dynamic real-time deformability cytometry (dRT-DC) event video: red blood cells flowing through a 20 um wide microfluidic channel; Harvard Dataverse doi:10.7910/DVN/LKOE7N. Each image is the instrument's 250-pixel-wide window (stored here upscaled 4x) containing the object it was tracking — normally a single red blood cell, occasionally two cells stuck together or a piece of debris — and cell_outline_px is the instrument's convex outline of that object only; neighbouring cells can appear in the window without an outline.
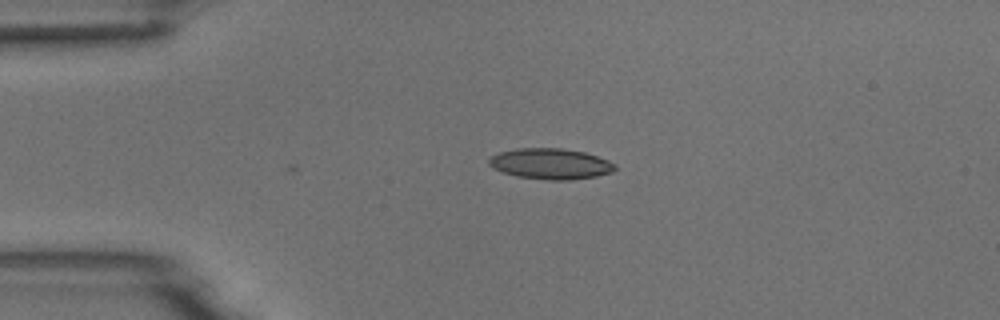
{"species": "common noctule bat (a hibernating species)", "species_latin": "Nyctalus noctula", "temperature_condition": "room temperature", "stored_images_in_passage": 26, "camera_frame_rate_fps": 3000, "um_per_image_px": 0.085, "animal": {"sex": "male", "body_mass_g": 18.8}, "frame": {"image": 1, "passage_image": 1, "time_ms": 0.0, "image_size_px": [1000, 320], "cell_outline_px": [[616, 168], [612, 172], [596, 176], [572, 180], [548, 180], [516, 176], [492, 168], [488, 164], [488, 160], [492, 156], [500, 152], [516, 148], [560, 148], [584, 152], [608, 160], [616, 164]], "centroid_in_image_um": [46.79, 13.92], "position_along_channel_um": 38.2, "area_um2": 22.6}}
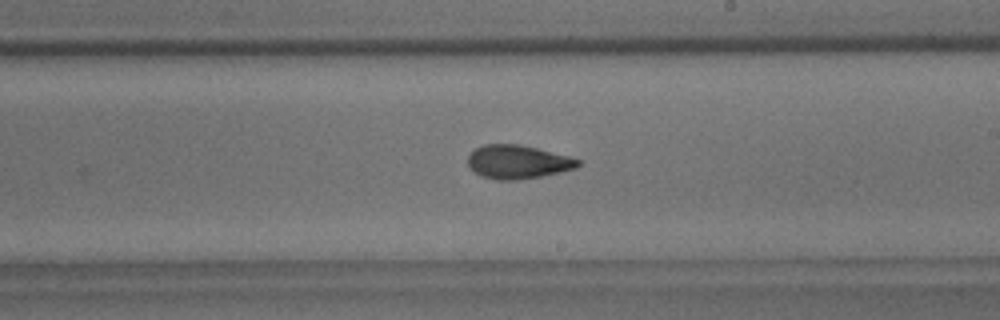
{"frame": {"image": 2, "passage_image": 20, "time_ms": 6.333, "image_size_px": [1000, 320], "cell_outline_px": [[580, 164], [576, 168], [560, 172], [540, 176], [516, 180], [496, 180], [480, 176], [468, 164], [468, 156], [476, 148], [484, 144], [520, 144], [568, 156], [580, 160]], "centroid_in_image_um": [44.0, 13.76], "position_along_channel_um": 245.0, "area_um2": 21.39}}
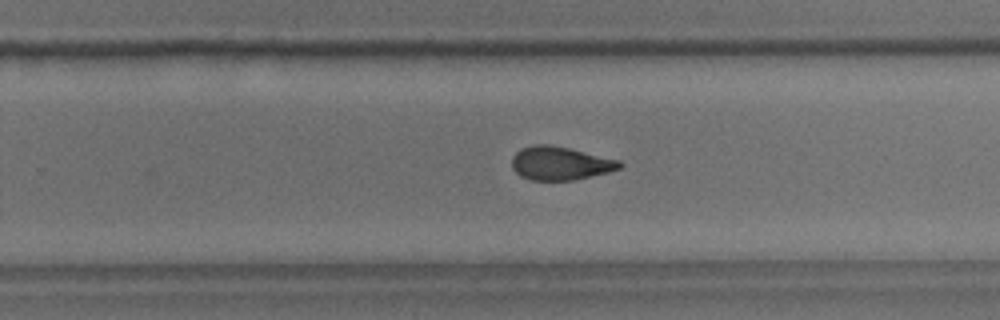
{"frame": {"image": 3, "passage_image": 23, "time_ms": 7.333, "image_size_px": [1000, 320], "cell_outline_px": [[624, 164], [620, 168], [608, 172], [576, 180], [532, 180], [520, 176], [512, 168], [512, 156], [520, 148], [536, 144], [548, 144], [568, 148], [620, 160]], "centroid_in_image_um": [47.61, 13.88], "position_along_channel_um": 282.2, "area_um2": 21.04}}